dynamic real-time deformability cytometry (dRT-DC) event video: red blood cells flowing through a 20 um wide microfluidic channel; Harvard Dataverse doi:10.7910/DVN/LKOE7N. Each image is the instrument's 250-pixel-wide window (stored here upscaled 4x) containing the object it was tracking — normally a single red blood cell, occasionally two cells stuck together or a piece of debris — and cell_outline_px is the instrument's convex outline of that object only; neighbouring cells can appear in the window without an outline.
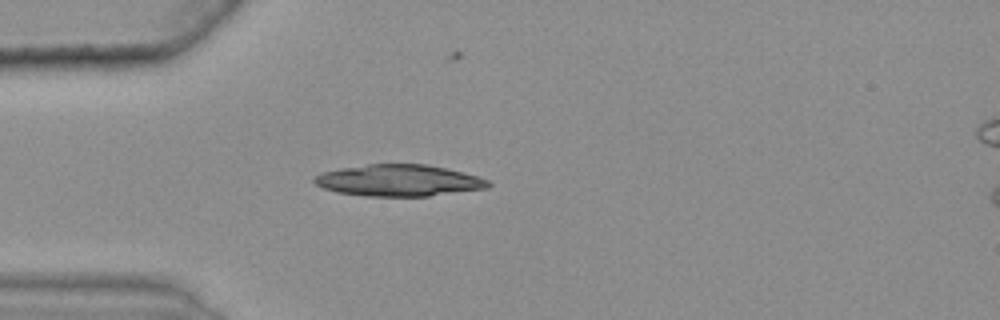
{"species": "common noctule bat (a hibernating species)", "species_latin": "Nyctalus noctula", "temperature_condition": "warm", "stored_images_in_passage": 34, "camera_frame_rate_fps": 3000, "um_per_image_px": 0.085, "animal": {"sex": "female", "body_mass_g": 25.1}, "frame": {"image": 1, "passage_image": 1, "time_ms": 0.0, "image_size_px": [1000, 320], "cell_outline_px": [[492, 184], [488, 188], [428, 196], [364, 196], [336, 192], [324, 188], [316, 184], [312, 180], [320, 172], [340, 168], [368, 164], [428, 164], [476, 176], [488, 180]], "centroid_in_image_um": [33.86, 15.34], "position_along_channel_um": 51.1, "area_um2": 31.91}}
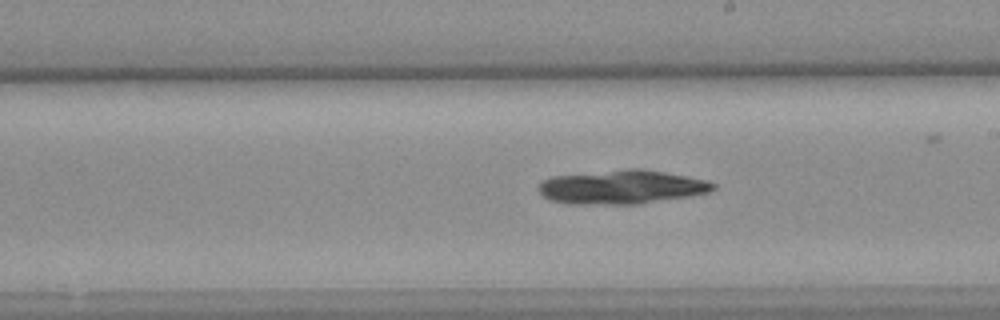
{"frame": {"image": 2, "passage_image": 17, "time_ms": 5.333, "image_size_px": [1000, 320], "cell_outline_px": [[716, 188], [708, 192], [688, 196], [636, 204], [568, 204], [552, 200], [544, 196], [536, 188], [544, 180], [552, 176], [628, 168], [640, 168], [688, 176], [708, 180], [716, 184]], "centroid_in_image_um": [52.85, 15.89], "position_along_channel_um": 236.1, "area_um2": 34.45}}
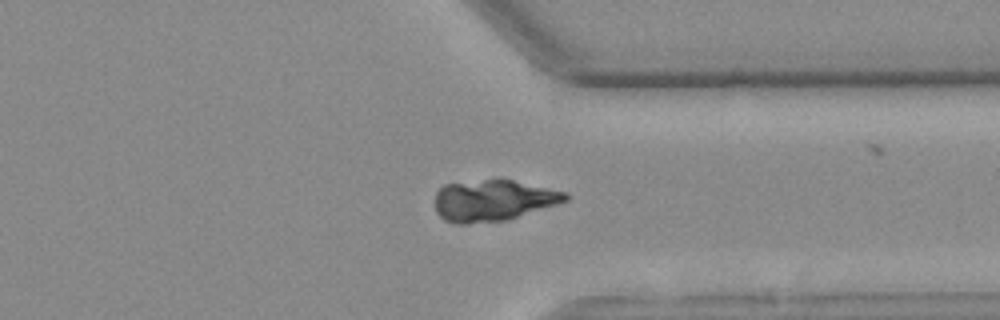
{"frame": {"image": 3, "passage_image": 28, "time_ms": 9.0, "image_size_px": [1000, 320], "cell_outline_px": [[568, 200], [508, 220], [468, 224], [456, 224], [444, 220], [436, 212], [436, 192], [444, 184], [496, 176], [500, 176], [568, 192]], "centroid_in_image_um": [41.92, 16.99], "position_along_channel_um": 369.5, "area_um2": 32.37}}